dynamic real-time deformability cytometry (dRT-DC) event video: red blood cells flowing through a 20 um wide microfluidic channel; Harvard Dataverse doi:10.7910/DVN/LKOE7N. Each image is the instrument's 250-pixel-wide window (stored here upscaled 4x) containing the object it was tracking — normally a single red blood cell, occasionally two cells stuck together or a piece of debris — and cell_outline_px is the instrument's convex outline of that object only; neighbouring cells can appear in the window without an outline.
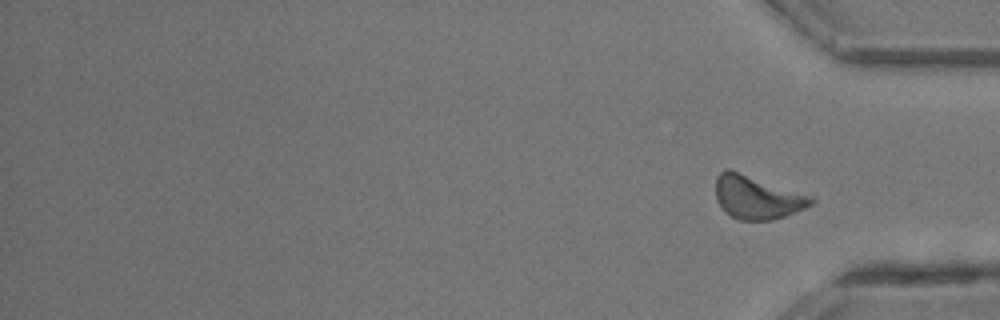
{"species": "common noctule bat (a hibernating species)", "species_latin": "Nyctalus noctula", "temperature_condition": "room temperature", "stored_images_in_passage": 33, "segment_of_instrument_passage": [2, 2], "camera_frame_rate_fps": 3000, "um_per_image_px": 0.085, "animal": {"sex": "male", "body_mass_g": 13.3}, "frame": {"image": 1, "passage_image": 33, "time_ms": 10.667, "image_size_px": [1000, 320], "cell_outline_px": [[816, 200], [812, 204], [804, 208], [784, 216], [768, 220], [736, 220], [724, 212], [716, 200], [716, 176], [724, 168], [728, 168], [816, 196]], "centroid_in_image_um": [64.35, 16.75], "position_along_channel_um": 370.8, "area_um2": 24.57}}